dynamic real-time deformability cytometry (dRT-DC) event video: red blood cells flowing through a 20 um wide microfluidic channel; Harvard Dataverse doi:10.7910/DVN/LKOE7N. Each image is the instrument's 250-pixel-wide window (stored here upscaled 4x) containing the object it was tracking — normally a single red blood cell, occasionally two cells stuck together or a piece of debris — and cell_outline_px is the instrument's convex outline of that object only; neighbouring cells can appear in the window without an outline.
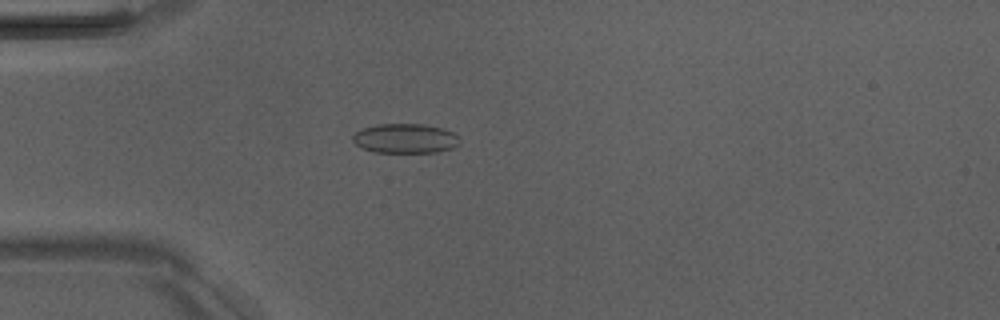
{"species": "Egyptian fruit bat (a non-hibernating species)", "species_latin": "Rousettus aegyptiacus", "temperature_condition": "room temperature", "stored_images_in_passage": 6, "camera_frame_rate_fps": 3000, "um_per_image_px": 0.085, "animal": {"sex": "male"}, "frame": {"image": 1, "passage_image": 5, "time_ms": 4.667, "image_size_px": [1000, 320], "cell_outline_px": [[460, 144], [452, 148], [436, 152], [376, 152], [364, 148], [356, 144], [352, 140], [352, 136], [356, 132], [364, 128], [376, 124], [424, 124], [440, 128], [452, 132], [460, 140]], "centroid_in_image_um": [34.44, 11.76], "position_along_channel_um": 50.6, "area_um2": 18.21}}